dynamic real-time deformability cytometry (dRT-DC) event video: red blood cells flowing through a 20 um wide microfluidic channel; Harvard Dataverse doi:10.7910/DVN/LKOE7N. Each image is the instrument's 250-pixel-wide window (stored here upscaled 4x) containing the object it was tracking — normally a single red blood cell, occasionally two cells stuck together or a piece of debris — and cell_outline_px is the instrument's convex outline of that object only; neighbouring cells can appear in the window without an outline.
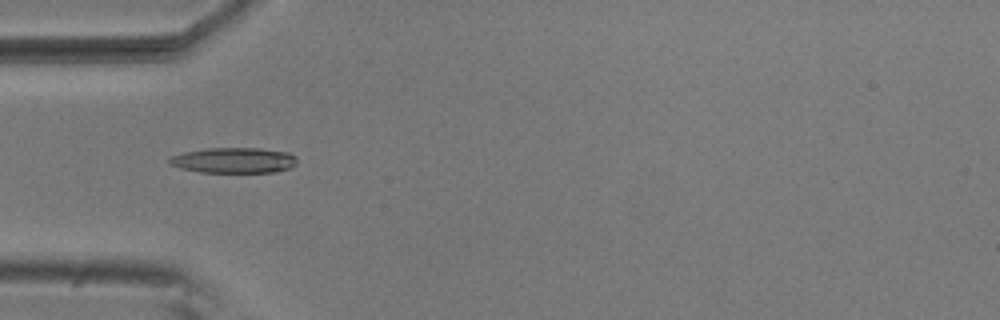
{"species": "common noctule bat (a hibernating species)", "species_latin": "Nyctalus noctula", "temperature_condition": "room temperature", "stored_images_in_passage": 5, "camera_frame_rate_fps": 3000, "um_per_image_px": 0.085, "animal": {"sex": "male", "body_mass_g": 20.5, "forearm_length_mm": 52.5}, "frame": {"image": 1, "passage_image": 3, "time_ms": 0.667, "image_size_px": [1000, 320], "cell_outline_px": [[296, 164], [288, 168], [276, 172], [200, 172], [180, 168], [172, 164], [168, 160], [172, 156], [184, 152], [208, 148], [260, 148], [288, 152], [296, 156]], "centroid_in_image_um": [19.91, 13.62], "position_along_channel_um": 65.1, "area_um2": 18.84}}
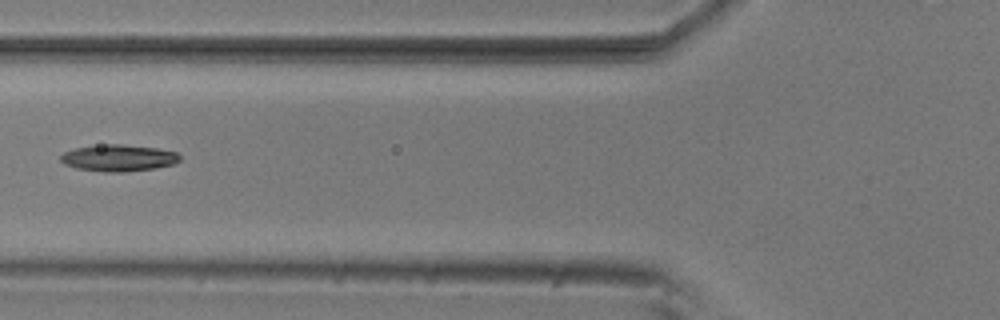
{"frame": {"image": 2, "passage_image": 4, "time_ms": 1.0, "image_size_px": [1000, 320], "cell_outline_px": [[180, 160], [172, 164], [156, 168], [124, 172], [104, 172], [76, 168], [64, 164], [60, 160], [60, 156], [64, 152], [76, 148], [108, 144], [120, 144], [156, 148], [176, 152], [180, 156]], "centroid_in_image_um": [10.06, 13.43], "position_along_channel_um": 115.7, "area_um2": 18.38}}
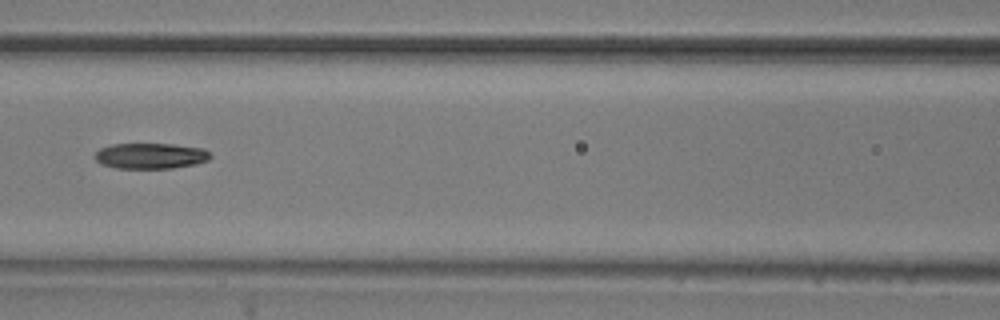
{"frame": {"image": 3, "passage_image": 5, "time_ms": 1.333, "image_size_px": [1000, 320], "cell_outline_px": [[212, 156], [208, 160], [196, 164], [172, 168], [116, 168], [100, 164], [96, 160], [96, 152], [100, 148], [112, 144], [172, 144], [204, 148]], "centroid_in_image_um": [12.81, 13.25], "position_along_channel_um": 153.8, "area_um2": 17.28}}